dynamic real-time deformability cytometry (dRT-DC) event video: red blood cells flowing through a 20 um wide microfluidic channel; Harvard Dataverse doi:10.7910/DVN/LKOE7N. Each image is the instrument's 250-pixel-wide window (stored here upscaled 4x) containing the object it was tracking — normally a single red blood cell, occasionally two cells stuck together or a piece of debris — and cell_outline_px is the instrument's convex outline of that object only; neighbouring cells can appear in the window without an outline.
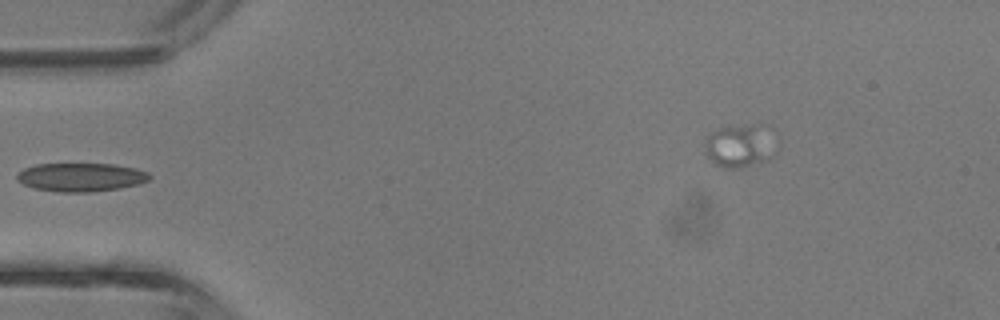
{"species": "common noctule bat (a hibernating species)", "species_latin": "Nyctalus noctula", "temperature_condition": "room temperature", "stored_images_in_passage": 28, "camera_frame_rate_fps": 3000, "um_per_image_px": 0.085, "animal": {"sex": "male", "body_mass_g": 13.3}, "frame": {"image": 1, "passage_image": 1, "time_ms": 0.0, "image_size_px": [1000, 320], "cell_outline_px": [[152, 176], [148, 180], [140, 184], [120, 188], [92, 192], [60, 192], [32, 188], [16, 180], [16, 176], [24, 168], [36, 164], [112, 164], [136, 168], [148, 172]], "centroid_in_image_um": [6.89, 15.06], "position_along_channel_um": 78.1, "area_um2": 22.14}}
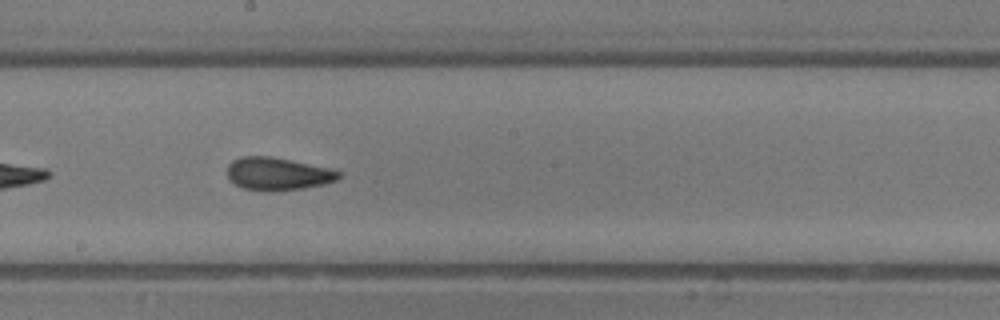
{"frame": {"image": 2, "passage_image": 10, "time_ms": 3.0, "image_size_px": [1000, 320], "cell_outline_px": [[340, 176], [336, 180], [324, 184], [304, 188], [244, 188], [228, 180], [228, 164], [232, 160], [240, 156], [272, 156], [328, 168], [340, 172]], "centroid_in_image_um": [23.58, 14.72], "position_along_channel_um": 224.6, "area_um2": 20.4}}
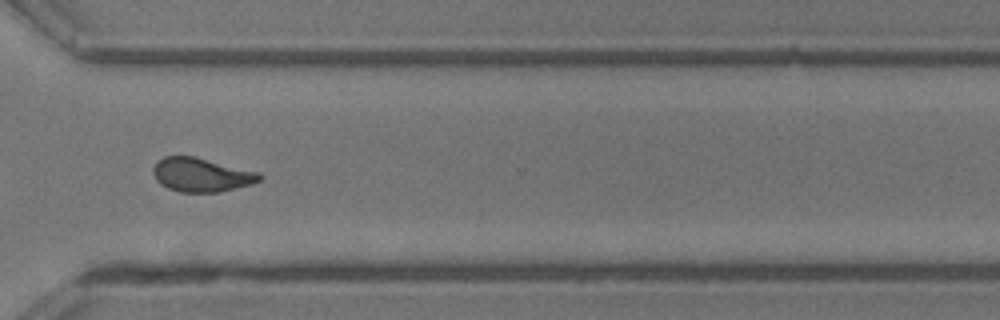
{"frame": {"image": 3, "passage_image": 18, "time_ms": 5.667, "image_size_px": [1000, 320], "cell_outline_px": [[264, 176], [260, 180], [252, 184], [220, 192], [180, 192], [168, 188], [160, 184], [156, 180], [152, 172], [152, 168], [164, 156], [192, 156], [260, 172]], "centroid_in_image_um": [17.13, 14.87], "position_along_channel_um": 353.5, "area_um2": 20.98}}